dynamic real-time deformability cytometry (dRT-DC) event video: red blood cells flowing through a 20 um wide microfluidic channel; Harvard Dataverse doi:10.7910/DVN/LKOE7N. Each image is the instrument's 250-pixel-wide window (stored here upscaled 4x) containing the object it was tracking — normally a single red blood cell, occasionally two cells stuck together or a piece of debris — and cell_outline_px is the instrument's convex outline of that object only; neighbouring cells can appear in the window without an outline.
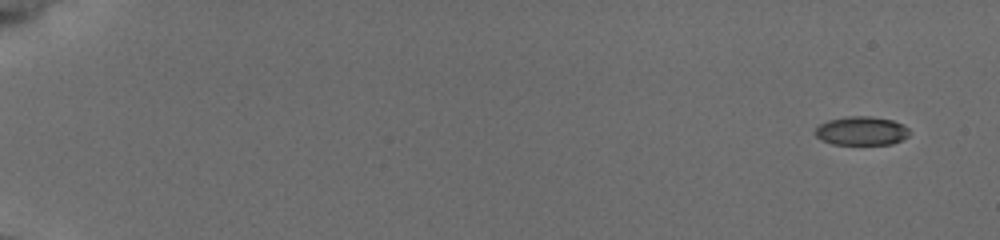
{"species": "common noctule bat (a hibernating species)", "species_latin": "Nyctalus noctula", "temperature_condition": "cold", "stored_images_in_passage": 56, "camera_frame_rate_fps": 3000, "um_per_image_px": 0.085, "animal": {"sex": "female", "body_mass_g": 19.5, "forearm_length_mm": 54.1}, "frame": {"image": 1, "passage_image": 3, "time_ms": 0.667, "image_size_px": [1000, 240], "cell_outline_px": [[908, 136], [892, 144], [832, 144], [820, 140], [816, 136], [816, 128], [820, 124], [828, 120], [848, 116], [872, 116], [892, 120], [904, 124], [908, 128]], "centroid_in_image_um": [73.22, 11.12], "position_along_channel_um": 11.8, "area_um2": 15.78}}
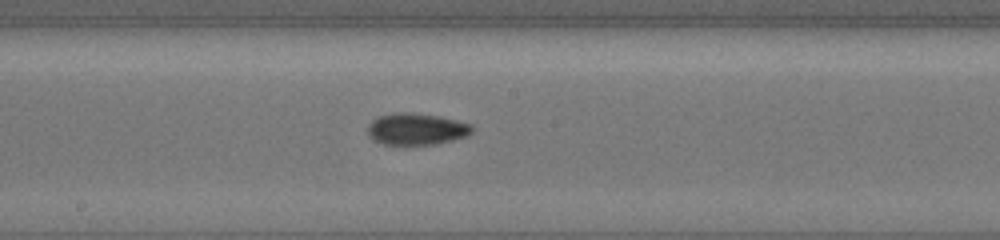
{"frame": {"image": 2, "passage_image": 33, "time_ms": 10.667, "image_size_px": [1000, 240], "cell_outline_px": [[472, 132], [468, 136], [436, 144], [384, 144], [368, 136], [368, 124], [376, 116], [392, 112], [412, 112], [440, 116], [472, 124]], "centroid_in_image_um": [35.39, 10.94], "position_along_channel_um": 212.8, "area_um2": 19.42}}
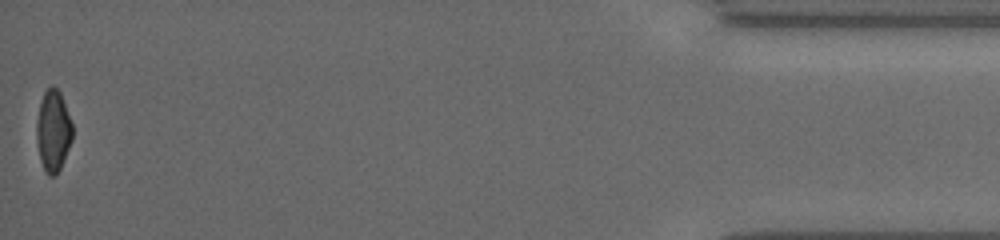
{"frame": {"image": 3, "passage_image": 56, "time_ms": 18.333, "image_size_px": [1000, 240], "cell_outline_px": [[72, 140], [60, 168], [56, 176], [48, 176], [40, 160], [36, 140], [36, 120], [40, 100], [44, 92], [52, 84], [60, 92], [72, 124]], "centroid_in_image_um": [4.5, 11.12], "position_along_channel_um": 430.7, "area_um2": 17.05}, "authors_computed_cell_mechanics": {"area_um2": 18.0047, "velocity_mm_per_s": 3.8413, "shape_relaxation_time_tau1_ms": 10.1294, "shape_relaxation_time_tau2_ms": 3.021, "deformation_change_tau1": 0.2141, "deformation_change_tau2": 0.0773}}